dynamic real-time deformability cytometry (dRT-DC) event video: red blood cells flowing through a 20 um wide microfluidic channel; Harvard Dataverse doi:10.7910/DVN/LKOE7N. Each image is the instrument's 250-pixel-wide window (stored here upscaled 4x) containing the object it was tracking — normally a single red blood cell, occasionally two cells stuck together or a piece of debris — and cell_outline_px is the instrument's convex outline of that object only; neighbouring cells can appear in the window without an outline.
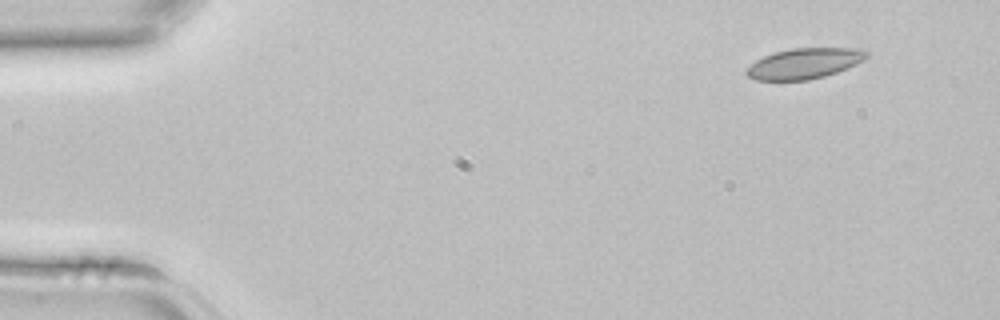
{"species": "common noctule bat (a hibernating species)", "species_latin": "Nyctalus noctula", "temperature_condition": "room temperature", "stored_images_in_passage": 2, "camera_frame_rate_fps": 3000, "um_per_image_px": 0.085, "animal": {"sex": "female", "body_mass_g": 22.7, "forearm_length_mm": 54.2}, "frame": {"image": 1, "passage_image": 1, "time_ms": 0.0, "image_size_px": [1000, 320], "cell_outline_px": [[868, 56], [864, 60], [856, 64], [836, 72], [824, 76], [808, 80], [752, 80], [744, 72], [756, 60], [764, 56], [776, 52], [792, 48], [864, 48], [868, 52]], "centroid_in_image_um": [68.38, 5.39], "position_along_channel_um": 16.6, "area_um2": 21.33}}
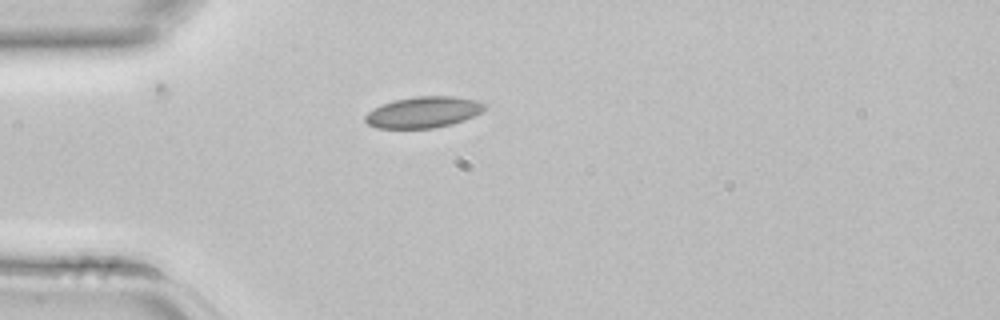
{"frame": {"image": 2, "passage_image": 2, "time_ms": 0.333, "image_size_px": [1000, 320], "cell_outline_px": [[488, 104], [480, 112], [464, 120], [452, 124], [432, 128], [376, 128], [368, 124], [364, 120], [364, 116], [368, 112], [392, 100], [416, 96], [456, 96], [476, 100]], "centroid_in_image_um": [35.99, 9.53], "position_along_channel_um": 49.0, "area_um2": 21.62}}